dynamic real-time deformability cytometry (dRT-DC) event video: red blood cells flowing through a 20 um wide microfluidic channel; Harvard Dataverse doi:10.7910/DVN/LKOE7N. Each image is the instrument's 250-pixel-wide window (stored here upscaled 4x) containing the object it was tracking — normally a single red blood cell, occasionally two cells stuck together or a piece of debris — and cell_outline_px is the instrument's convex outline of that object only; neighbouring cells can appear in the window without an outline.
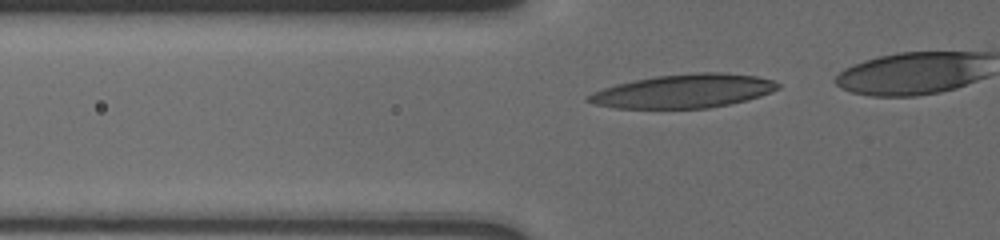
{"species": "human", "species_latin": "Homo sapiens", "temperature_condition": "cold", "stored_images_in_passage": 11, "camera_frame_rate_fps": 3000, "um_per_image_px": 0.085, "donor": {"sex": "male"}, "frame": {"image": 1, "passage_image": 5, "time_ms": 1.333, "image_size_px": [1000, 240], "cell_outline_px": [[780, 88], [760, 96], [728, 104], [708, 108], [616, 108], [596, 104], [584, 100], [584, 96], [592, 92], [616, 84], [656, 76], [696, 72], [720, 72], [756, 76], [772, 80], [780, 84]], "centroid_in_image_um": [58.09, 7.74], "position_along_channel_um": 67.7, "area_um2": 36.99}}
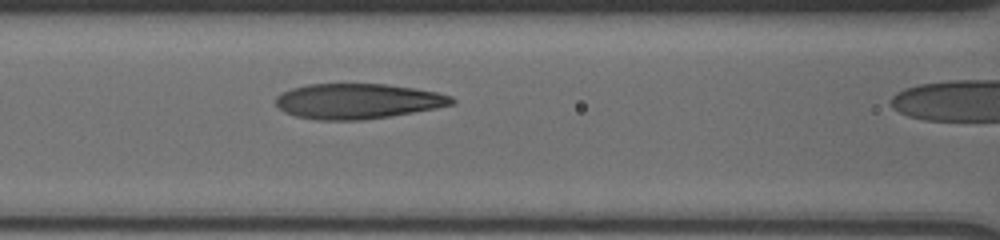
{"frame": {"image": 2, "passage_image": 10, "time_ms": 3.333, "image_size_px": [1000, 240], "cell_outline_px": [[456, 100], [452, 104], [436, 108], [364, 120], [316, 120], [296, 116], [284, 112], [276, 104], [276, 96], [280, 92], [292, 88], [308, 84], [384, 84], [412, 88], [436, 92], [452, 96]], "centroid_in_image_um": [30.36, 8.6], "position_along_channel_um": 136.2, "area_um2": 36.01}}